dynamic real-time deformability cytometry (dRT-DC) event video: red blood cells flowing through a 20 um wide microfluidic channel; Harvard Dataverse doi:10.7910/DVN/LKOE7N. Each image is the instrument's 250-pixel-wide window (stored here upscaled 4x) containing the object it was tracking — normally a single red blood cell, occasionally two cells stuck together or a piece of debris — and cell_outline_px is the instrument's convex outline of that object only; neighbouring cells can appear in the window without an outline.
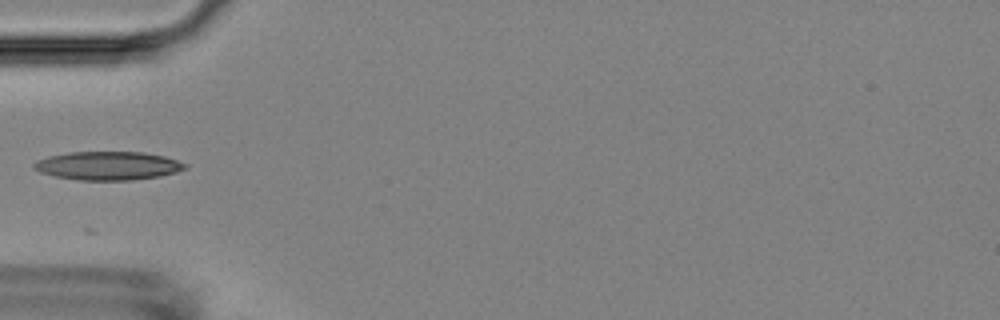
{"species": "Egyptian fruit bat (a non-hibernating species)", "species_latin": "Rousettus aegyptiacus", "temperature_condition": "room temperature", "stored_images_in_passage": 8, "camera_frame_rate_fps": 3000, "um_per_image_px": 0.085, "animal": {"sex": "female"}, "frame": {"image": 1, "passage_image": 5, "time_ms": 4.667, "image_size_px": [1000, 320], "cell_outline_px": [[188, 168], [176, 172], [160, 176], [132, 180], [80, 180], [56, 176], [40, 172], [32, 168], [32, 164], [36, 160], [48, 156], [68, 152], [144, 152], [164, 156], [188, 164]], "centroid_in_image_um": [9.18, 14.08], "position_along_channel_um": 75.8, "area_um2": 25.2}}
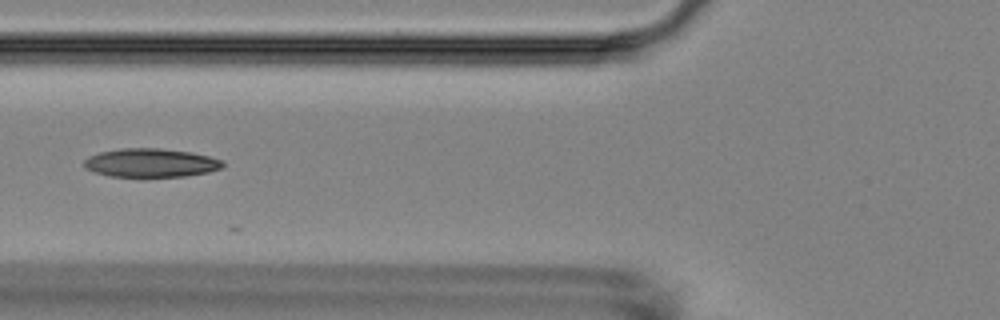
{"frame": {"image": 2, "passage_image": 6, "time_ms": 5.667, "image_size_px": [1000, 320], "cell_outline_px": [[224, 164], [220, 168], [208, 172], [184, 176], [108, 176], [96, 172], [88, 168], [84, 164], [84, 160], [88, 156], [100, 152], [120, 148], [160, 148], [192, 152], [224, 160]], "centroid_in_image_um": [12.83, 13.82], "position_along_channel_um": 113.0, "area_um2": 22.95}}
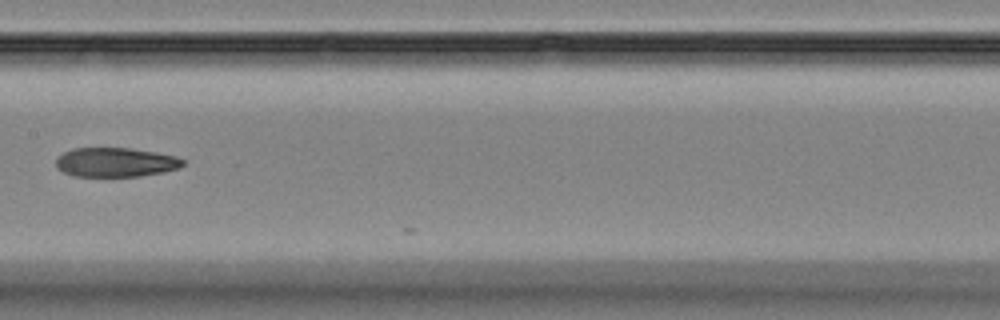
{"frame": {"image": 3, "passage_image": 8, "time_ms": 8.0, "image_size_px": [1000, 320], "cell_outline_px": [[184, 164], [180, 168], [164, 172], [140, 176], [72, 176], [56, 168], [56, 156], [72, 148], [132, 148], [156, 152], [176, 156], [184, 160]], "centroid_in_image_um": [9.82, 13.79], "position_along_channel_um": 197.6, "area_um2": 21.85}}